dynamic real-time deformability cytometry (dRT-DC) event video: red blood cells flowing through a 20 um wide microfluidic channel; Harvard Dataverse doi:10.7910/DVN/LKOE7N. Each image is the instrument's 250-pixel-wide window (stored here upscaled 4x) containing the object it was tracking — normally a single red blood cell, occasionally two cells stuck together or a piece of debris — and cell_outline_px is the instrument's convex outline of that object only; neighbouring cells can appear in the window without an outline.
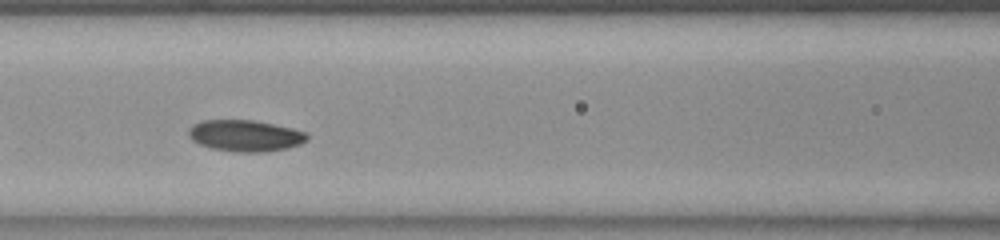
{"species": "common noctule bat (a hibernating species)", "species_latin": "Nyctalus noctula", "temperature_condition": "room temperature", "stored_images_in_passage": 28, "camera_frame_rate_fps": 3000, "um_per_image_px": 0.085, "animal": {"sex": "female", "body_mass_g": 23.0, "forearm_length_mm": 53.4}, "frame": {"image": 1, "passage_image": 9, "time_ms": 2.667, "image_size_px": [1000, 240], "cell_outline_px": [[308, 140], [300, 144], [288, 148], [264, 152], [236, 152], [212, 148], [200, 144], [192, 140], [188, 136], [188, 128], [192, 124], [204, 120], [252, 120], [292, 128], [308, 132]], "centroid_in_image_um": [20.85, 11.53], "position_along_channel_um": 145.8, "area_um2": 21.79}, "authors_computed_cell_mechanics": {"area_um2": 21.386, "velocity_mm_per_s": 3.8152, "shape_relaxation_time_tau1_ms": 4.3749, "shape_relaxation_time_tau2_ms": null, "deformation_change_tau1": 0.1022, "deformation_change_tau2": null}}